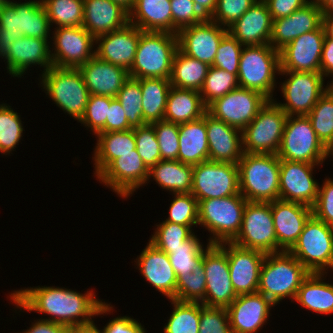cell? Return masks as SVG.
I'll return each instance as SVG.
<instances>
[{
	"instance_id": "cell-1",
	"label": "cell",
	"mask_w": 333,
	"mask_h": 333,
	"mask_svg": "<svg viewBox=\"0 0 333 333\" xmlns=\"http://www.w3.org/2000/svg\"><path fill=\"white\" fill-rule=\"evenodd\" d=\"M9 296L20 310L48 314L52 317L43 320L70 327L89 324L93 316L113 310L112 305L97 299L92 290L81 294L66 288L38 286L14 291Z\"/></svg>"
},
{
	"instance_id": "cell-2",
	"label": "cell",
	"mask_w": 333,
	"mask_h": 333,
	"mask_svg": "<svg viewBox=\"0 0 333 333\" xmlns=\"http://www.w3.org/2000/svg\"><path fill=\"white\" fill-rule=\"evenodd\" d=\"M240 194L250 202L280 199V159L277 154L245 153L237 163Z\"/></svg>"
},
{
	"instance_id": "cell-3",
	"label": "cell",
	"mask_w": 333,
	"mask_h": 333,
	"mask_svg": "<svg viewBox=\"0 0 333 333\" xmlns=\"http://www.w3.org/2000/svg\"><path fill=\"white\" fill-rule=\"evenodd\" d=\"M309 274L289 251L266 254L257 292L275 305L286 297L295 300L301 283Z\"/></svg>"
},
{
	"instance_id": "cell-4",
	"label": "cell",
	"mask_w": 333,
	"mask_h": 333,
	"mask_svg": "<svg viewBox=\"0 0 333 333\" xmlns=\"http://www.w3.org/2000/svg\"><path fill=\"white\" fill-rule=\"evenodd\" d=\"M177 50V34L141 30L129 77L170 79Z\"/></svg>"
},
{
	"instance_id": "cell-5",
	"label": "cell",
	"mask_w": 333,
	"mask_h": 333,
	"mask_svg": "<svg viewBox=\"0 0 333 333\" xmlns=\"http://www.w3.org/2000/svg\"><path fill=\"white\" fill-rule=\"evenodd\" d=\"M247 202L240 193L198 201V225L213 235L209 244L232 242L236 238Z\"/></svg>"
},
{
	"instance_id": "cell-6",
	"label": "cell",
	"mask_w": 333,
	"mask_h": 333,
	"mask_svg": "<svg viewBox=\"0 0 333 333\" xmlns=\"http://www.w3.org/2000/svg\"><path fill=\"white\" fill-rule=\"evenodd\" d=\"M276 72H280V51L270 44L243 47L237 75L239 87L273 100Z\"/></svg>"
},
{
	"instance_id": "cell-7",
	"label": "cell",
	"mask_w": 333,
	"mask_h": 333,
	"mask_svg": "<svg viewBox=\"0 0 333 333\" xmlns=\"http://www.w3.org/2000/svg\"><path fill=\"white\" fill-rule=\"evenodd\" d=\"M333 153L321 142L307 115L288 116L277 156L282 160L322 164Z\"/></svg>"
},
{
	"instance_id": "cell-8",
	"label": "cell",
	"mask_w": 333,
	"mask_h": 333,
	"mask_svg": "<svg viewBox=\"0 0 333 333\" xmlns=\"http://www.w3.org/2000/svg\"><path fill=\"white\" fill-rule=\"evenodd\" d=\"M289 252L310 273L326 274L333 269V227L312 214Z\"/></svg>"
},
{
	"instance_id": "cell-9",
	"label": "cell",
	"mask_w": 333,
	"mask_h": 333,
	"mask_svg": "<svg viewBox=\"0 0 333 333\" xmlns=\"http://www.w3.org/2000/svg\"><path fill=\"white\" fill-rule=\"evenodd\" d=\"M41 76V84L49 98L67 114L80 121L90 93L79 69L52 66Z\"/></svg>"
},
{
	"instance_id": "cell-10",
	"label": "cell",
	"mask_w": 333,
	"mask_h": 333,
	"mask_svg": "<svg viewBox=\"0 0 333 333\" xmlns=\"http://www.w3.org/2000/svg\"><path fill=\"white\" fill-rule=\"evenodd\" d=\"M287 117L274 99L268 100L242 130L243 151L249 154H277Z\"/></svg>"
},
{
	"instance_id": "cell-11",
	"label": "cell",
	"mask_w": 333,
	"mask_h": 333,
	"mask_svg": "<svg viewBox=\"0 0 333 333\" xmlns=\"http://www.w3.org/2000/svg\"><path fill=\"white\" fill-rule=\"evenodd\" d=\"M232 243L265 254L278 252L271 202L246 203L240 231Z\"/></svg>"
},
{
	"instance_id": "cell-12",
	"label": "cell",
	"mask_w": 333,
	"mask_h": 333,
	"mask_svg": "<svg viewBox=\"0 0 333 333\" xmlns=\"http://www.w3.org/2000/svg\"><path fill=\"white\" fill-rule=\"evenodd\" d=\"M239 193L237 164L206 161L193 165L191 194L197 201L224 198Z\"/></svg>"
},
{
	"instance_id": "cell-13",
	"label": "cell",
	"mask_w": 333,
	"mask_h": 333,
	"mask_svg": "<svg viewBox=\"0 0 333 333\" xmlns=\"http://www.w3.org/2000/svg\"><path fill=\"white\" fill-rule=\"evenodd\" d=\"M290 76L281 85L286 103L274 101L287 116L308 115L319 98L327 91L324 77L319 72L280 71Z\"/></svg>"
},
{
	"instance_id": "cell-14",
	"label": "cell",
	"mask_w": 333,
	"mask_h": 333,
	"mask_svg": "<svg viewBox=\"0 0 333 333\" xmlns=\"http://www.w3.org/2000/svg\"><path fill=\"white\" fill-rule=\"evenodd\" d=\"M261 93L238 87L207 106V113L229 126L243 130L267 103Z\"/></svg>"
},
{
	"instance_id": "cell-15",
	"label": "cell",
	"mask_w": 333,
	"mask_h": 333,
	"mask_svg": "<svg viewBox=\"0 0 333 333\" xmlns=\"http://www.w3.org/2000/svg\"><path fill=\"white\" fill-rule=\"evenodd\" d=\"M201 262L206 277L202 304L227 308L237 298L230 279L227 253L218 244L208 243Z\"/></svg>"
},
{
	"instance_id": "cell-16",
	"label": "cell",
	"mask_w": 333,
	"mask_h": 333,
	"mask_svg": "<svg viewBox=\"0 0 333 333\" xmlns=\"http://www.w3.org/2000/svg\"><path fill=\"white\" fill-rule=\"evenodd\" d=\"M55 29L53 36L55 51L51 53L53 66L79 68L95 55L93 51L95 38L83 26Z\"/></svg>"
},
{
	"instance_id": "cell-17",
	"label": "cell",
	"mask_w": 333,
	"mask_h": 333,
	"mask_svg": "<svg viewBox=\"0 0 333 333\" xmlns=\"http://www.w3.org/2000/svg\"><path fill=\"white\" fill-rule=\"evenodd\" d=\"M218 245L227 253L230 279L237 296L256 293L259 287L261 267L266 254L257 250L239 247L232 242Z\"/></svg>"
},
{
	"instance_id": "cell-18",
	"label": "cell",
	"mask_w": 333,
	"mask_h": 333,
	"mask_svg": "<svg viewBox=\"0 0 333 333\" xmlns=\"http://www.w3.org/2000/svg\"><path fill=\"white\" fill-rule=\"evenodd\" d=\"M227 33L228 28L208 18L178 31V49L187 56L212 66L218 46Z\"/></svg>"
},
{
	"instance_id": "cell-19",
	"label": "cell",
	"mask_w": 333,
	"mask_h": 333,
	"mask_svg": "<svg viewBox=\"0 0 333 333\" xmlns=\"http://www.w3.org/2000/svg\"><path fill=\"white\" fill-rule=\"evenodd\" d=\"M149 169L137 150L114 159L96 178L120 197L127 198L148 181Z\"/></svg>"
},
{
	"instance_id": "cell-20",
	"label": "cell",
	"mask_w": 333,
	"mask_h": 333,
	"mask_svg": "<svg viewBox=\"0 0 333 333\" xmlns=\"http://www.w3.org/2000/svg\"><path fill=\"white\" fill-rule=\"evenodd\" d=\"M316 164L280 159V200L313 207L319 185L313 178Z\"/></svg>"
},
{
	"instance_id": "cell-21",
	"label": "cell",
	"mask_w": 333,
	"mask_h": 333,
	"mask_svg": "<svg viewBox=\"0 0 333 333\" xmlns=\"http://www.w3.org/2000/svg\"><path fill=\"white\" fill-rule=\"evenodd\" d=\"M325 33L323 26L303 33L280 50V71L319 72Z\"/></svg>"
},
{
	"instance_id": "cell-22",
	"label": "cell",
	"mask_w": 333,
	"mask_h": 333,
	"mask_svg": "<svg viewBox=\"0 0 333 333\" xmlns=\"http://www.w3.org/2000/svg\"><path fill=\"white\" fill-rule=\"evenodd\" d=\"M273 306L275 304L259 292L238 295L226 308L233 333H257L267 323Z\"/></svg>"
},
{
	"instance_id": "cell-23",
	"label": "cell",
	"mask_w": 333,
	"mask_h": 333,
	"mask_svg": "<svg viewBox=\"0 0 333 333\" xmlns=\"http://www.w3.org/2000/svg\"><path fill=\"white\" fill-rule=\"evenodd\" d=\"M271 212L278 252L289 251L297 242L306 221L312 215V208L301 203L279 199L271 202Z\"/></svg>"
},
{
	"instance_id": "cell-24",
	"label": "cell",
	"mask_w": 333,
	"mask_h": 333,
	"mask_svg": "<svg viewBox=\"0 0 333 333\" xmlns=\"http://www.w3.org/2000/svg\"><path fill=\"white\" fill-rule=\"evenodd\" d=\"M322 25V11L315 0H310L302 8L287 17L273 20L270 45L280 51L291 41Z\"/></svg>"
},
{
	"instance_id": "cell-25",
	"label": "cell",
	"mask_w": 333,
	"mask_h": 333,
	"mask_svg": "<svg viewBox=\"0 0 333 333\" xmlns=\"http://www.w3.org/2000/svg\"><path fill=\"white\" fill-rule=\"evenodd\" d=\"M140 35L141 29L128 23L122 29L97 37L95 43H98V47L94 50L95 55L129 71L134 63Z\"/></svg>"
},
{
	"instance_id": "cell-26",
	"label": "cell",
	"mask_w": 333,
	"mask_h": 333,
	"mask_svg": "<svg viewBox=\"0 0 333 333\" xmlns=\"http://www.w3.org/2000/svg\"><path fill=\"white\" fill-rule=\"evenodd\" d=\"M273 19L264 0H257L228 32L243 46H260L270 44Z\"/></svg>"
},
{
	"instance_id": "cell-27",
	"label": "cell",
	"mask_w": 333,
	"mask_h": 333,
	"mask_svg": "<svg viewBox=\"0 0 333 333\" xmlns=\"http://www.w3.org/2000/svg\"><path fill=\"white\" fill-rule=\"evenodd\" d=\"M48 39L20 36L13 42L9 52L3 57L7 62V70L13 77H21L30 65H40L44 71L52 66V57Z\"/></svg>"
},
{
	"instance_id": "cell-28",
	"label": "cell",
	"mask_w": 333,
	"mask_h": 333,
	"mask_svg": "<svg viewBox=\"0 0 333 333\" xmlns=\"http://www.w3.org/2000/svg\"><path fill=\"white\" fill-rule=\"evenodd\" d=\"M209 161L237 164L244 154L242 131L206 112Z\"/></svg>"
},
{
	"instance_id": "cell-29",
	"label": "cell",
	"mask_w": 333,
	"mask_h": 333,
	"mask_svg": "<svg viewBox=\"0 0 333 333\" xmlns=\"http://www.w3.org/2000/svg\"><path fill=\"white\" fill-rule=\"evenodd\" d=\"M78 69L90 95L116 97L129 78L125 68L103 61L96 55Z\"/></svg>"
},
{
	"instance_id": "cell-30",
	"label": "cell",
	"mask_w": 333,
	"mask_h": 333,
	"mask_svg": "<svg viewBox=\"0 0 333 333\" xmlns=\"http://www.w3.org/2000/svg\"><path fill=\"white\" fill-rule=\"evenodd\" d=\"M136 261L146 281L167 298L174 299L177 275L171 266L168 254L148 242Z\"/></svg>"
},
{
	"instance_id": "cell-31",
	"label": "cell",
	"mask_w": 333,
	"mask_h": 333,
	"mask_svg": "<svg viewBox=\"0 0 333 333\" xmlns=\"http://www.w3.org/2000/svg\"><path fill=\"white\" fill-rule=\"evenodd\" d=\"M129 23V12L111 0H84L82 26L96 39Z\"/></svg>"
},
{
	"instance_id": "cell-32",
	"label": "cell",
	"mask_w": 333,
	"mask_h": 333,
	"mask_svg": "<svg viewBox=\"0 0 333 333\" xmlns=\"http://www.w3.org/2000/svg\"><path fill=\"white\" fill-rule=\"evenodd\" d=\"M178 161L190 165L209 161L206 113L197 120L179 124Z\"/></svg>"
},
{
	"instance_id": "cell-33",
	"label": "cell",
	"mask_w": 333,
	"mask_h": 333,
	"mask_svg": "<svg viewBox=\"0 0 333 333\" xmlns=\"http://www.w3.org/2000/svg\"><path fill=\"white\" fill-rule=\"evenodd\" d=\"M129 23L142 31L173 34L170 0H135L129 11Z\"/></svg>"
},
{
	"instance_id": "cell-34",
	"label": "cell",
	"mask_w": 333,
	"mask_h": 333,
	"mask_svg": "<svg viewBox=\"0 0 333 333\" xmlns=\"http://www.w3.org/2000/svg\"><path fill=\"white\" fill-rule=\"evenodd\" d=\"M207 112L200 91L171 86L164 113V120L176 124L201 118Z\"/></svg>"
},
{
	"instance_id": "cell-35",
	"label": "cell",
	"mask_w": 333,
	"mask_h": 333,
	"mask_svg": "<svg viewBox=\"0 0 333 333\" xmlns=\"http://www.w3.org/2000/svg\"><path fill=\"white\" fill-rule=\"evenodd\" d=\"M94 150L95 176H98L114 159L134 153L136 141L134 128L119 132H100Z\"/></svg>"
},
{
	"instance_id": "cell-36",
	"label": "cell",
	"mask_w": 333,
	"mask_h": 333,
	"mask_svg": "<svg viewBox=\"0 0 333 333\" xmlns=\"http://www.w3.org/2000/svg\"><path fill=\"white\" fill-rule=\"evenodd\" d=\"M325 273H310L301 283L295 301L320 314L333 313V284L323 282Z\"/></svg>"
},
{
	"instance_id": "cell-37",
	"label": "cell",
	"mask_w": 333,
	"mask_h": 333,
	"mask_svg": "<svg viewBox=\"0 0 333 333\" xmlns=\"http://www.w3.org/2000/svg\"><path fill=\"white\" fill-rule=\"evenodd\" d=\"M151 176L162 189L174 193H191L193 181V165L178 160H160L149 169Z\"/></svg>"
},
{
	"instance_id": "cell-38",
	"label": "cell",
	"mask_w": 333,
	"mask_h": 333,
	"mask_svg": "<svg viewBox=\"0 0 333 333\" xmlns=\"http://www.w3.org/2000/svg\"><path fill=\"white\" fill-rule=\"evenodd\" d=\"M140 82L142 92V111L144 123L151 124L164 119L167 97L171 88L170 79L143 78Z\"/></svg>"
},
{
	"instance_id": "cell-39",
	"label": "cell",
	"mask_w": 333,
	"mask_h": 333,
	"mask_svg": "<svg viewBox=\"0 0 333 333\" xmlns=\"http://www.w3.org/2000/svg\"><path fill=\"white\" fill-rule=\"evenodd\" d=\"M209 67L207 63L191 58L178 49L172 63L171 86L200 91Z\"/></svg>"
},
{
	"instance_id": "cell-40",
	"label": "cell",
	"mask_w": 333,
	"mask_h": 333,
	"mask_svg": "<svg viewBox=\"0 0 333 333\" xmlns=\"http://www.w3.org/2000/svg\"><path fill=\"white\" fill-rule=\"evenodd\" d=\"M15 11L19 14L20 29L24 36L49 38L51 25L41 0L15 2Z\"/></svg>"
},
{
	"instance_id": "cell-41",
	"label": "cell",
	"mask_w": 333,
	"mask_h": 333,
	"mask_svg": "<svg viewBox=\"0 0 333 333\" xmlns=\"http://www.w3.org/2000/svg\"><path fill=\"white\" fill-rule=\"evenodd\" d=\"M173 312L170 314L164 333H199L201 303L182 302L170 299Z\"/></svg>"
},
{
	"instance_id": "cell-42",
	"label": "cell",
	"mask_w": 333,
	"mask_h": 333,
	"mask_svg": "<svg viewBox=\"0 0 333 333\" xmlns=\"http://www.w3.org/2000/svg\"><path fill=\"white\" fill-rule=\"evenodd\" d=\"M50 25L60 27H79L83 24L84 0H41Z\"/></svg>"
},
{
	"instance_id": "cell-43",
	"label": "cell",
	"mask_w": 333,
	"mask_h": 333,
	"mask_svg": "<svg viewBox=\"0 0 333 333\" xmlns=\"http://www.w3.org/2000/svg\"><path fill=\"white\" fill-rule=\"evenodd\" d=\"M202 247L199 239L193 234L189 239L183 241L181 246L171 248L168 257L177 279L192 273L201 263L205 250Z\"/></svg>"
},
{
	"instance_id": "cell-44",
	"label": "cell",
	"mask_w": 333,
	"mask_h": 333,
	"mask_svg": "<svg viewBox=\"0 0 333 333\" xmlns=\"http://www.w3.org/2000/svg\"><path fill=\"white\" fill-rule=\"evenodd\" d=\"M307 117L318 138L333 153V96L326 91Z\"/></svg>"
},
{
	"instance_id": "cell-45",
	"label": "cell",
	"mask_w": 333,
	"mask_h": 333,
	"mask_svg": "<svg viewBox=\"0 0 333 333\" xmlns=\"http://www.w3.org/2000/svg\"><path fill=\"white\" fill-rule=\"evenodd\" d=\"M238 87V79L235 74L210 66L200 90V95L207 107L214 100L225 96Z\"/></svg>"
},
{
	"instance_id": "cell-46",
	"label": "cell",
	"mask_w": 333,
	"mask_h": 333,
	"mask_svg": "<svg viewBox=\"0 0 333 333\" xmlns=\"http://www.w3.org/2000/svg\"><path fill=\"white\" fill-rule=\"evenodd\" d=\"M115 98L121 103L132 128L145 124L142 111V92L140 82L137 79L129 77Z\"/></svg>"
},
{
	"instance_id": "cell-47",
	"label": "cell",
	"mask_w": 333,
	"mask_h": 333,
	"mask_svg": "<svg viewBox=\"0 0 333 333\" xmlns=\"http://www.w3.org/2000/svg\"><path fill=\"white\" fill-rule=\"evenodd\" d=\"M10 107L6 104L0 105V152L6 155L19 145L23 133L20 115Z\"/></svg>"
},
{
	"instance_id": "cell-48",
	"label": "cell",
	"mask_w": 333,
	"mask_h": 333,
	"mask_svg": "<svg viewBox=\"0 0 333 333\" xmlns=\"http://www.w3.org/2000/svg\"><path fill=\"white\" fill-rule=\"evenodd\" d=\"M206 293V277L202 262L192 273L177 279L175 300L202 303Z\"/></svg>"
},
{
	"instance_id": "cell-49",
	"label": "cell",
	"mask_w": 333,
	"mask_h": 333,
	"mask_svg": "<svg viewBox=\"0 0 333 333\" xmlns=\"http://www.w3.org/2000/svg\"><path fill=\"white\" fill-rule=\"evenodd\" d=\"M155 233L149 240L157 249L171 253V248L181 246L183 241L189 239L194 232H192V226H185L180 224L163 221L159 225H156Z\"/></svg>"
},
{
	"instance_id": "cell-50",
	"label": "cell",
	"mask_w": 333,
	"mask_h": 333,
	"mask_svg": "<svg viewBox=\"0 0 333 333\" xmlns=\"http://www.w3.org/2000/svg\"><path fill=\"white\" fill-rule=\"evenodd\" d=\"M23 36L19 14L15 11V1L4 2L0 8V56L3 58L14 41Z\"/></svg>"
},
{
	"instance_id": "cell-51",
	"label": "cell",
	"mask_w": 333,
	"mask_h": 333,
	"mask_svg": "<svg viewBox=\"0 0 333 333\" xmlns=\"http://www.w3.org/2000/svg\"><path fill=\"white\" fill-rule=\"evenodd\" d=\"M165 221L185 226L196 225L197 227V199L191 193H174V199L169 207V217Z\"/></svg>"
},
{
	"instance_id": "cell-52",
	"label": "cell",
	"mask_w": 333,
	"mask_h": 333,
	"mask_svg": "<svg viewBox=\"0 0 333 333\" xmlns=\"http://www.w3.org/2000/svg\"><path fill=\"white\" fill-rule=\"evenodd\" d=\"M136 150L148 169L161 160L159 144L152 124L134 128Z\"/></svg>"
},
{
	"instance_id": "cell-53",
	"label": "cell",
	"mask_w": 333,
	"mask_h": 333,
	"mask_svg": "<svg viewBox=\"0 0 333 333\" xmlns=\"http://www.w3.org/2000/svg\"><path fill=\"white\" fill-rule=\"evenodd\" d=\"M151 124L159 144L161 160H178L179 124L164 119Z\"/></svg>"
},
{
	"instance_id": "cell-54",
	"label": "cell",
	"mask_w": 333,
	"mask_h": 333,
	"mask_svg": "<svg viewBox=\"0 0 333 333\" xmlns=\"http://www.w3.org/2000/svg\"><path fill=\"white\" fill-rule=\"evenodd\" d=\"M110 108V97L101 95H90L86 110L80 123L88 126L94 135L100 132H106V118Z\"/></svg>"
},
{
	"instance_id": "cell-55",
	"label": "cell",
	"mask_w": 333,
	"mask_h": 333,
	"mask_svg": "<svg viewBox=\"0 0 333 333\" xmlns=\"http://www.w3.org/2000/svg\"><path fill=\"white\" fill-rule=\"evenodd\" d=\"M244 47L229 32L222 38L213 62V67H217L227 72L238 75L239 61Z\"/></svg>"
},
{
	"instance_id": "cell-56",
	"label": "cell",
	"mask_w": 333,
	"mask_h": 333,
	"mask_svg": "<svg viewBox=\"0 0 333 333\" xmlns=\"http://www.w3.org/2000/svg\"><path fill=\"white\" fill-rule=\"evenodd\" d=\"M199 333H233L227 309L201 303Z\"/></svg>"
},
{
	"instance_id": "cell-57",
	"label": "cell",
	"mask_w": 333,
	"mask_h": 333,
	"mask_svg": "<svg viewBox=\"0 0 333 333\" xmlns=\"http://www.w3.org/2000/svg\"><path fill=\"white\" fill-rule=\"evenodd\" d=\"M257 0H217V6L209 18L226 28L238 20Z\"/></svg>"
},
{
	"instance_id": "cell-58",
	"label": "cell",
	"mask_w": 333,
	"mask_h": 333,
	"mask_svg": "<svg viewBox=\"0 0 333 333\" xmlns=\"http://www.w3.org/2000/svg\"><path fill=\"white\" fill-rule=\"evenodd\" d=\"M173 34L182 28L203 22L206 18L196 8L193 0H170Z\"/></svg>"
},
{
	"instance_id": "cell-59",
	"label": "cell",
	"mask_w": 333,
	"mask_h": 333,
	"mask_svg": "<svg viewBox=\"0 0 333 333\" xmlns=\"http://www.w3.org/2000/svg\"><path fill=\"white\" fill-rule=\"evenodd\" d=\"M312 214L333 227V179H325L322 187H319L316 202L312 207Z\"/></svg>"
},
{
	"instance_id": "cell-60",
	"label": "cell",
	"mask_w": 333,
	"mask_h": 333,
	"mask_svg": "<svg viewBox=\"0 0 333 333\" xmlns=\"http://www.w3.org/2000/svg\"><path fill=\"white\" fill-rule=\"evenodd\" d=\"M125 111L121 103L115 98L110 97V108L106 118V132H119L130 130Z\"/></svg>"
},
{
	"instance_id": "cell-61",
	"label": "cell",
	"mask_w": 333,
	"mask_h": 333,
	"mask_svg": "<svg viewBox=\"0 0 333 333\" xmlns=\"http://www.w3.org/2000/svg\"><path fill=\"white\" fill-rule=\"evenodd\" d=\"M273 20L287 17L307 4L308 0H264Z\"/></svg>"
},
{
	"instance_id": "cell-62",
	"label": "cell",
	"mask_w": 333,
	"mask_h": 333,
	"mask_svg": "<svg viewBox=\"0 0 333 333\" xmlns=\"http://www.w3.org/2000/svg\"><path fill=\"white\" fill-rule=\"evenodd\" d=\"M102 330L103 333H146L141 323L128 316L114 318Z\"/></svg>"
},
{
	"instance_id": "cell-63",
	"label": "cell",
	"mask_w": 333,
	"mask_h": 333,
	"mask_svg": "<svg viewBox=\"0 0 333 333\" xmlns=\"http://www.w3.org/2000/svg\"><path fill=\"white\" fill-rule=\"evenodd\" d=\"M71 327L39 319L22 333H70Z\"/></svg>"
},
{
	"instance_id": "cell-64",
	"label": "cell",
	"mask_w": 333,
	"mask_h": 333,
	"mask_svg": "<svg viewBox=\"0 0 333 333\" xmlns=\"http://www.w3.org/2000/svg\"><path fill=\"white\" fill-rule=\"evenodd\" d=\"M320 73L323 77L333 76V38L326 36L321 54Z\"/></svg>"
},
{
	"instance_id": "cell-65",
	"label": "cell",
	"mask_w": 333,
	"mask_h": 333,
	"mask_svg": "<svg viewBox=\"0 0 333 333\" xmlns=\"http://www.w3.org/2000/svg\"><path fill=\"white\" fill-rule=\"evenodd\" d=\"M193 2L195 3V6L199 12L206 19L212 16L217 6V0H193Z\"/></svg>"
},
{
	"instance_id": "cell-66",
	"label": "cell",
	"mask_w": 333,
	"mask_h": 333,
	"mask_svg": "<svg viewBox=\"0 0 333 333\" xmlns=\"http://www.w3.org/2000/svg\"><path fill=\"white\" fill-rule=\"evenodd\" d=\"M322 26L325 36L333 38V12L322 14Z\"/></svg>"
},
{
	"instance_id": "cell-67",
	"label": "cell",
	"mask_w": 333,
	"mask_h": 333,
	"mask_svg": "<svg viewBox=\"0 0 333 333\" xmlns=\"http://www.w3.org/2000/svg\"><path fill=\"white\" fill-rule=\"evenodd\" d=\"M70 333H103L96 326L94 321L89 324L71 327Z\"/></svg>"
},
{
	"instance_id": "cell-68",
	"label": "cell",
	"mask_w": 333,
	"mask_h": 333,
	"mask_svg": "<svg viewBox=\"0 0 333 333\" xmlns=\"http://www.w3.org/2000/svg\"><path fill=\"white\" fill-rule=\"evenodd\" d=\"M320 7L322 14L333 12V0H315Z\"/></svg>"
},
{
	"instance_id": "cell-69",
	"label": "cell",
	"mask_w": 333,
	"mask_h": 333,
	"mask_svg": "<svg viewBox=\"0 0 333 333\" xmlns=\"http://www.w3.org/2000/svg\"><path fill=\"white\" fill-rule=\"evenodd\" d=\"M112 2L120 4L128 12L133 8L135 0H111Z\"/></svg>"
},
{
	"instance_id": "cell-70",
	"label": "cell",
	"mask_w": 333,
	"mask_h": 333,
	"mask_svg": "<svg viewBox=\"0 0 333 333\" xmlns=\"http://www.w3.org/2000/svg\"><path fill=\"white\" fill-rule=\"evenodd\" d=\"M332 82V83H331ZM329 85L327 84V91L333 96V81H331Z\"/></svg>"
},
{
	"instance_id": "cell-71",
	"label": "cell",
	"mask_w": 333,
	"mask_h": 333,
	"mask_svg": "<svg viewBox=\"0 0 333 333\" xmlns=\"http://www.w3.org/2000/svg\"><path fill=\"white\" fill-rule=\"evenodd\" d=\"M7 1H9V0H0V8H1L2 4H3L4 2H7Z\"/></svg>"
}]
</instances>
